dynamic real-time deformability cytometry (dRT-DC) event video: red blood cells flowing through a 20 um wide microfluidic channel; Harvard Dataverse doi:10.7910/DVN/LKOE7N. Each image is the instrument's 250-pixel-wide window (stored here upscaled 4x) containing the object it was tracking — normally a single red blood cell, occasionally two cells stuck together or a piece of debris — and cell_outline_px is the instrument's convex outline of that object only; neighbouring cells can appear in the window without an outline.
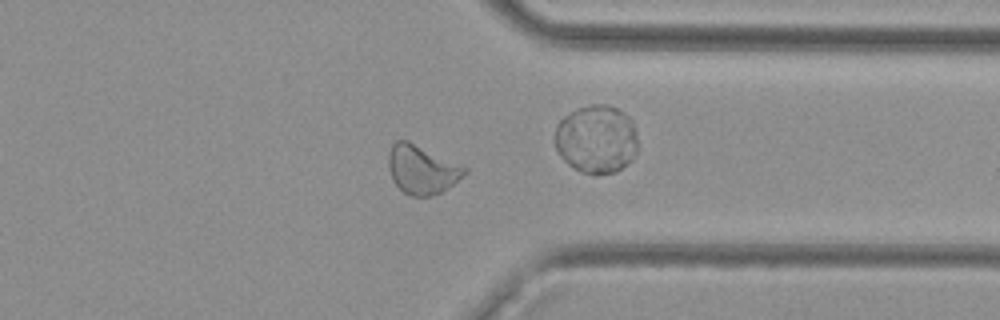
{"species": "common noctule bat (a hibernating species)", "species_latin": "Nyctalus noctula", "temperature_condition": "cold", "stored_images_in_passage": 39, "camera_frame_rate_fps": 3000, "um_per_image_px": 0.085, "animal": {"sex": "female", "body_mass_g": 29.2, "forearm_length_mm": 56.3}, "frame": {"image": 1, "passage_image": 28, "time_ms": 9.0, "image_size_px": [1000, 320], "cell_outline_px": [[468, 172], [452, 184], [440, 192], [432, 196], [408, 196], [392, 180], [388, 168], [388, 156], [392, 144], [396, 140], [408, 140], [468, 168]], "centroid_in_image_um": [35.83, 14.4], "position_along_channel_um": 375.6, "area_um2": 21.5}}